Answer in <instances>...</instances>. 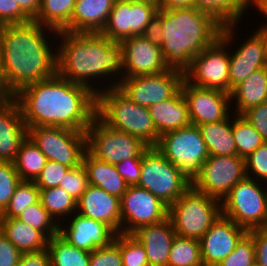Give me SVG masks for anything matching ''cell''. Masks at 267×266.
<instances>
[{"label":"cell","mask_w":267,"mask_h":266,"mask_svg":"<svg viewBox=\"0 0 267 266\" xmlns=\"http://www.w3.org/2000/svg\"><path fill=\"white\" fill-rule=\"evenodd\" d=\"M155 148L192 182L209 153L198 126L190 124L162 134Z\"/></svg>","instance_id":"obj_10"},{"label":"cell","mask_w":267,"mask_h":266,"mask_svg":"<svg viewBox=\"0 0 267 266\" xmlns=\"http://www.w3.org/2000/svg\"><path fill=\"white\" fill-rule=\"evenodd\" d=\"M14 98L27 128L49 126L86 132L96 117L97 94L58 74L28 84Z\"/></svg>","instance_id":"obj_1"},{"label":"cell","mask_w":267,"mask_h":266,"mask_svg":"<svg viewBox=\"0 0 267 266\" xmlns=\"http://www.w3.org/2000/svg\"><path fill=\"white\" fill-rule=\"evenodd\" d=\"M183 79V72L169 68L158 74L123 78L117 87L135 104L149 108L170 99L180 89Z\"/></svg>","instance_id":"obj_14"},{"label":"cell","mask_w":267,"mask_h":266,"mask_svg":"<svg viewBox=\"0 0 267 266\" xmlns=\"http://www.w3.org/2000/svg\"><path fill=\"white\" fill-rule=\"evenodd\" d=\"M18 266H51L48 250L22 253Z\"/></svg>","instance_id":"obj_53"},{"label":"cell","mask_w":267,"mask_h":266,"mask_svg":"<svg viewBox=\"0 0 267 266\" xmlns=\"http://www.w3.org/2000/svg\"><path fill=\"white\" fill-rule=\"evenodd\" d=\"M236 27L238 23L222 25L220 36L192 59L191 66L184 72V79L188 83L229 93V48H233L232 40L237 39Z\"/></svg>","instance_id":"obj_6"},{"label":"cell","mask_w":267,"mask_h":266,"mask_svg":"<svg viewBox=\"0 0 267 266\" xmlns=\"http://www.w3.org/2000/svg\"><path fill=\"white\" fill-rule=\"evenodd\" d=\"M28 136L20 106L13 97L0 105V162L15 160L21 143Z\"/></svg>","instance_id":"obj_22"},{"label":"cell","mask_w":267,"mask_h":266,"mask_svg":"<svg viewBox=\"0 0 267 266\" xmlns=\"http://www.w3.org/2000/svg\"><path fill=\"white\" fill-rule=\"evenodd\" d=\"M243 116L261 134L265 142H267V102L252 107Z\"/></svg>","instance_id":"obj_49"},{"label":"cell","mask_w":267,"mask_h":266,"mask_svg":"<svg viewBox=\"0 0 267 266\" xmlns=\"http://www.w3.org/2000/svg\"><path fill=\"white\" fill-rule=\"evenodd\" d=\"M20 8L32 19L34 20L40 11L41 0H15Z\"/></svg>","instance_id":"obj_54"},{"label":"cell","mask_w":267,"mask_h":266,"mask_svg":"<svg viewBox=\"0 0 267 266\" xmlns=\"http://www.w3.org/2000/svg\"><path fill=\"white\" fill-rule=\"evenodd\" d=\"M51 266H89L90 252L68 244L59 235L48 240Z\"/></svg>","instance_id":"obj_34"},{"label":"cell","mask_w":267,"mask_h":266,"mask_svg":"<svg viewBox=\"0 0 267 266\" xmlns=\"http://www.w3.org/2000/svg\"><path fill=\"white\" fill-rule=\"evenodd\" d=\"M40 202L58 224L77 211V201L60 186L40 190Z\"/></svg>","instance_id":"obj_35"},{"label":"cell","mask_w":267,"mask_h":266,"mask_svg":"<svg viewBox=\"0 0 267 266\" xmlns=\"http://www.w3.org/2000/svg\"><path fill=\"white\" fill-rule=\"evenodd\" d=\"M55 37L60 39L59 44L56 42L59 76L87 86L96 94L119 85L120 80L123 79V56L120 43L110 40L101 33H74L62 30L58 31ZM106 78H111V82ZM99 80L101 82L107 80V86L102 88L103 83L99 86Z\"/></svg>","instance_id":"obj_3"},{"label":"cell","mask_w":267,"mask_h":266,"mask_svg":"<svg viewBox=\"0 0 267 266\" xmlns=\"http://www.w3.org/2000/svg\"><path fill=\"white\" fill-rule=\"evenodd\" d=\"M221 214V201L192 186L168 207V218L176 235L197 240L201 239Z\"/></svg>","instance_id":"obj_7"},{"label":"cell","mask_w":267,"mask_h":266,"mask_svg":"<svg viewBox=\"0 0 267 266\" xmlns=\"http://www.w3.org/2000/svg\"><path fill=\"white\" fill-rule=\"evenodd\" d=\"M246 177L245 159L234 156H209L200 173L192 181V187L219 201Z\"/></svg>","instance_id":"obj_13"},{"label":"cell","mask_w":267,"mask_h":266,"mask_svg":"<svg viewBox=\"0 0 267 266\" xmlns=\"http://www.w3.org/2000/svg\"><path fill=\"white\" fill-rule=\"evenodd\" d=\"M87 150L110 164L142 157L149 148L140 138L108 127L97 116L87 128Z\"/></svg>","instance_id":"obj_12"},{"label":"cell","mask_w":267,"mask_h":266,"mask_svg":"<svg viewBox=\"0 0 267 266\" xmlns=\"http://www.w3.org/2000/svg\"><path fill=\"white\" fill-rule=\"evenodd\" d=\"M250 35L237 50L229 51V93L252 72L267 67V57L261 37L256 31Z\"/></svg>","instance_id":"obj_23"},{"label":"cell","mask_w":267,"mask_h":266,"mask_svg":"<svg viewBox=\"0 0 267 266\" xmlns=\"http://www.w3.org/2000/svg\"><path fill=\"white\" fill-rule=\"evenodd\" d=\"M141 163L142 157H136L117 163L115 167L129 186H136L140 180Z\"/></svg>","instance_id":"obj_48"},{"label":"cell","mask_w":267,"mask_h":266,"mask_svg":"<svg viewBox=\"0 0 267 266\" xmlns=\"http://www.w3.org/2000/svg\"><path fill=\"white\" fill-rule=\"evenodd\" d=\"M76 0H41V8L34 21L58 31L71 32V16Z\"/></svg>","instance_id":"obj_31"},{"label":"cell","mask_w":267,"mask_h":266,"mask_svg":"<svg viewBox=\"0 0 267 266\" xmlns=\"http://www.w3.org/2000/svg\"><path fill=\"white\" fill-rule=\"evenodd\" d=\"M168 266H204L200 240L176 235L171 245Z\"/></svg>","instance_id":"obj_37"},{"label":"cell","mask_w":267,"mask_h":266,"mask_svg":"<svg viewBox=\"0 0 267 266\" xmlns=\"http://www.w3.org/2000/svg\"><path fill=\"white\" fill-rule=\"evenodd\" d=\"M140 1H148V2H152L154 4H157V0H140Z\"/></svg>","instance_id":"obj_59"},{"label":"cell","mask_w":267,"mask_h":266,"mask_svg":"<svg viewBox=\"0 0 267 266\" xmlns=\"http://www.w3.org/2000/svg\"><path fill=\"white\" fill-rule=\"evenodd\" d=\"M123 56V78L158 74L169 69L161 47L152 44L142 35L120 42Z\"/></svg>","instance_id":"obj_18"},{"label":"cell","mask_w":267,"mask_h":266,"mask_svg":"<svg viewBox=\"0 0 267 266\" xmlns=\"http://www.w3.org/2000/svg\"><path fill=\"white\" fill-rule=\"evenodd\" d=\"M96 116L108 127L138 137L149 147L159 142L149 109L132 102L118 87L97 94Z\"/></svg>","instance_id":"obj_5"},{"label":"cell","mask_w":267,"mask_h":266,"mask_svg":"<svg viewBox=\"0 0 267 266\" xmlns=\"http://www.w3.org/2000/svg\"><path fill=\"white\" fill-rule=\"evenodd\" d=\"M72 215L66 220L67 224L65 221L59 224L58 235L68 244L91 253L97 248L108 246L114 240L116 233L105 223L77 212Z\"/></svg>","instance_id":"obj_19"},{"label":"cell","mask_w":267,"mask_h":266,"mask_svg":"<svg viewBox=\"0 0 267 266\" xmlns=\"http://www.w3.org/2000/svg\"><path fill=\"white\" fill-rule=\"evenodd\" d=\"M198 129L206 144L209 156L237 155V148L232 133V116L218 122L198 125Z\"/></svg>","instance_id":"obj_30"},{"label":"cell","mask_w":267,"mask_h":266,"mask_svg":"<svg viewBox=\"0 0 267 266\" xmlns=\"http://www.w3.org/2000/svg\"><path fill=\"white\" fill-rule=\"evenodd\" d=\"M70 167L48 160L34 183L40 190L58 187Z\"/></svg>","instance_id":"obj_45"},{"label":"cell","mask_w":267,"mask_h":266,"mask_svg":"<svg viewBox=\"0 0 267 266\" xmlns=\"http://www.w3.org/2000/svg\"><path fill=\"white\" fill-rule=\"evenodd\" d=\"M47 31L58 34L34 20L0 25L1 71L13 95L57 74V48L51 47L52 35H46Z\"/></svg>","instance_id":"obj_2"},{"label":"cell","mask_w":267,"mask_h":266,"mask_svg":"<svg viewBox=\"0 0 267 266\" xmlns=\"http://www.w3.org/2000/svg\"><path fill=\"white\" fill-rule=\"evenodd\" d=\"M133 235L143 244L149 266H168L171 245L176 236L169 218L157 224L143 226Z\"/></svg>","instance_id":"obj_24"},{"label":"cell","mask_w":267,"mask_h":266,"mask_svg":"<svg viewBox=\"0 0 267 266\" xmlns=\"http://www.w3.org/2000/svg\"><path fill=\"white\" fill-rule=\"evenodd\" d=\"M254 238L255 262L260 266H267V227L248 231Z\"/></svg>","instance_id":"obj_51"},{"label":"cell","mask_w":267,"mask_h":266,"mask_svg":"<svg viewBox=\"0 0 267 266\" xmlns=\"http://www.w3.org/2000/svg\"><path fill=\"white\" fill-rule=\"evenodd\" d=\"M194 3L195 8L211 14L222 25L239 23L251 8V0H194Z\"/></svg>","instance_id":"obj_32"},{"label":"cell","mask_w":267,"mask_h":266,"mask_svg":"<svg viewBox=\"0 0 267 266\" xmlns=\"http://www.w3.org/2000/svg\"><path fill=\"white\" fill-rule=\"evenodd\" d=\"M248 231L222 214L201 237V258L204 266H217L236 247Z\"/></svg>","instance_id":"obj_20"},{"label":"cell","mask_w":267,"mask_h":266,"mask_svg":"<svg viewBox=\"0 0 267 266\" xmlns=\"http://www.w3.org/2000/svg\"><path fill=\"white\" fill-rule=\"evenodd\" d=\"M82 165L87 171L90 185L121 199L129 185L117 172L115 165L96 158L88 150L83 155Z\"/></svg>","instance_id":"obj_28"},{"label":"cell","mask_w":267,"mask_h":266,"mask_svg":"<svg viewBox=\"0 0 267 266\" xmlns=\"http://www.w3.org/2000/svg\"><path fill=\"white\" fill-rule=\"evenodd\" d=\"M21 179L12 162H0V214L6 209Z\"/></svg>","instance_id":"obj_42"},{"label":"cell","mask_w":267,"mask_h":266,"mask_svg":"<svg viewBox=\"0 0 267 266\" xmlns=\"http://www.w3.org/2000/svg\"><path fill=\"white\" fill-rule=\"evenodd\" d=\"M22 253L0 230V266H18Z\"/></svg>","instance_id":"obj_50"},{"label":"cell","mask_w":267,"mask_h":266,"mask_svg":"<svg viewBox=\"0 0 267 266\" xmlns=\"http://www.w3.org/2000/svg\"><path fill=\"white\" fill-rule=\"evenodd\" d=\"M253 6L260 12V14H264L263 17H266L267 19V0H251V7L253 8ZM263 24L264 25L260 26H267V22Z\"/></svg>","instance_id":"obj_57"},{"label":"cell","mask_w":267,"mask_h":266,"mask_svg":"<svg viewBox=\"0 0 267 266\" xmlns=\"http://www.w3.org/2000/svg\"><path fill=\"white\" fill-rule=\"evenodd\" d=\"M255 262L253 236L247 232L236 244L235 249L217 266H250Z\"/></svg>","instance_id":"obj_41"},{"label":"cell","mask_w":267,"mask_h":266,"mask_svg":"<svg viewBox=\"0 0 267 266\" xmlns=\"http://www.w3.org/2000/svg\"><path fill=\"white\" fill-rule=\"evenodd\" d=\"M116 0H76L71 32L101 33Z\"/></svg>","instance_id":"obj_25"},{"label":"cell","mask_w":267,"mask_h":266,"mask_svg":"<svg viewBox=\"0 0 267 266\" xmlns=\"http://www.w3.org/2000/svg\"><path fill=\"white\" fill-rule=\"evenodd\" d=\"M71 197L78 201L89 186L87 171L81 164L77 167L70 168L59 183Z\"/></svg>","instance_id":"obj_43"},{"label":"cell","mask_w":267,"mask_h":266,"mask_svg":"<svg viewBox=\"0 0 267 266\" xmlns=\"http://www.w3.org/2000/svg\"><path fill=\"white\" fill-rule=\"evenodd\" d=\"M157 11V4L152 2L116 0L101 34L116 43L142 35Z\"/></svg>","instance_id":"obj_15"},{"label":"cell","mask_w":267,"mask_h":266,"mask_svg":"<svg viewBox=\"0 0 267 266\" xmlns=\"http://www.w3.org/2000/svg\"><path fill=\"white\" fill-rule=\"evenodd\" d=\"M47 161L46 156L27 136L21 143L13 164L21 181H35Z\"/></svg>","instance_id":"obj_33"},{"label":"cell","mask_w":267,"mask_h":266,"mask_svg":"<svg viewBox=\"0 0 267 266\" xmlns=\"http://www.w3.org/2000/svg\"><path fill=\"white\" fill-rule=\"evenodd\" d=\"M250 266H260L257 262H254L252 265Z\"/></svg>","instance_id":"obj_60"},{"label":"cell","mask_w":267,"mask_h":266,"mask_svg":"<svg viewBox=\"0 0 267 266\" xmlns=\"http://www.w3.org/2000/svg\"><path fill=\"white\" fill-rule=\"evenodd\" d=\"M264 184L248 177L239 181L221 202L222 215L247 231L267 227V184Z\"/></svg>","instance_id":"obj_9"},{"label":"cell","mask_w":267,"mask_h":266,"mask_svg":"<svg viewBox=\"0 0 267 266\" xmlns=\"http://www.w3.org/2000/svg\"><path fill=\"white\" fill-rule=\"evenodd\" d=\"M32 20L15 0H0V25L24 23Z\"/></svg>","instance_id":"obj_47"},{"label":"cell","mask_w":267,"mask_h":266,"mask_svg":"<svg viewBox=\"0 0 267 266\" xmlns=\"http://www.w3.org/2000/svg\"><path fill=\"white\" fill-rule=\"evenodd\" d=\"M0 230L21 253L47 249L48 239L39 230L17 218H0Z\"/></svg>","instance_id":"obj_29"},{"label":"cell","mask_w":267,"mask_h":266,"mask_svg":"<svg viewBox=\"0 0 267 266\" xmlns=\"http://www.w3.org/2000/svg\"><path fill=\"white\" fill-rule=\"evenodd\" d=\"M113 241L120 248L122 266H149L145 248L133 234L118 233Z\"/></svg>","instance_id":"obj_40"},{"label":"cell","mask_w":267,"mask_h":266,"mask_svg":"<svg viewBox=\"0 0 267 266\" xmlns=\"http://www.w3.org/2000/svg\"><path fill=\"white\" fill-rule=\"evenodd\" d=\"M180 88L188 104V115L192 125L218 122L233 115L231 114L230 93L197 87L185 79Z\"/></svg>","instance_id":"obj_17"},{"label":"cell","mask_w":267,"mask_h":266,"mask_svg":"<svg viewBox=\"0 0 267 266\" xmlns=\"http://www.w3.org/2000/svg\"><path fill=\"white\" fill-rule=\"evenodd\" d=\"M121 233L133 234L143 226L168 218V206L150 191L128 186L121 199Z\"/></svg>","instance_id":"obj_16"},{"label":"cell","mask_w":267,"mask_h":266,"mask_svg":"<svg viewBox=\"0 0 267 266\" xmlns=\"http://www.w3.org/2000/svg\"><path fill=\"white\" fill-rule=\"evenodd\" d=\"M162 54L170 69L185 72L219 36L222 24L197 8L162 9Z\"/></svg>","instance_id":"obj_4"},{"label":"cell","mask_w":267,"mask_h":266,"mask_svg":"<svg viewBox=\"0 0 267 266\" xmlns=\"http://www.w3.org/2000/svg\"><path fill=\"white\" fill-rule=\"evenodd\" d=\"M89 266H122L119 246L112 241L106 247L95 249L90 253Z\"/></svg>","instance_id":"obj_46"},{"label":"cell","mask_w":267,"mask_h":266,"mask_svg":"<svg viewBox=\"0 0 267 266\" xmlns=\"http://www.w3.org/2000/svg\"><path fill=\"white\" fill-rule=\"evenodd\" d=\"M256 32L259 34L263 41L264 49H265V54L267 57V26H260Z\"/></svg>","instance_id":"obj_58"},{"label":"cell","mask_w":267,"mask_h":266,"mask_svg":"<svg viewBox=\"0 0 267 266\" xmlns=\"http://www.w3.org/2000/svg\"><path fill=\"white\" fill-rule=\"evenodd\" d=\"M246 177L267 184V142L245 159Z\"/></svg>","instance_id":"obj_44"},{"label":"cell","mask_w":267,"mask_h":266,"mask_svg":"<svg viewBox=\"0 0 267 266\" xmlns=\"http://www.w3.org/2000/svg\"><path fill=\"white\" fill-rule=\"evenodd\" d=\"M232 133L237 148V156L243 159H246L265 142L261 134L243 115L233 114Z\"/></svg>","instance_id":"obj_36"},{"label":"cell","mask_w":267,"mask_h":266,"mask_svg":"<svg viewBox=\"0 0 267 266\" xmlns=\"http://www.w3.org/2000/svg\"><path fill=\"white\" fill-rule=\"evenodd\" d=\"M158 9L195 8L194 0H157Z\"/></svg>","instance_id":"obj_55"},{"label":"cell","mask_w":267,"mask_h":266,"mask_svg":"<svg viewBox=\"0 0 267 266\" xmlns=\"http://www.w3.org/2000/svg\"><path fill=\"white\" fill-rule=\"evenodd\" d=\"M231 107L234 114L243 115L247 110L267 102V67L252 72L232 89ZM234 106V107H233ZM236 112V113H235Z\"/></svg>","instance_id":"obj_27"},{"label":"cell","mask_w":267,"mask_h":266,"mask_svg":"<svg viewBox=\"0 0 267 266\" xmlns=\"http://www.w3.org/2000/svg\"><path fill=\"white\" fill-rule=\"evenodd\" d=\"M136 186L150 191L169 207L192 182L155 147H149L142 155L141 175Z\"/></svg>","instance_id":"obj_8"},{"label":"cell","mask_w":267,"mask_h":266,"mask_svg":"<svg viewBox=\"0 0 267 266\" xmlns=\"http://www.w3.org/2000/svg\"><path fill=\"white\" fill-rule=\"evenodd\" d=\"M17 219L39 230L48 240L59 234V224L42 206L40 200L27 207Z\"/></svg>","instance_id":"obj_39"},{"label":"cell","mask_w":267,"mask_h":266,"mask_svg":"<svg viewBox=\"0 0 267 266\" xmlns=\"http://www.w3.org/2000/svg\"><path fill=\"white\" fill-rule=\"evenodd\" d=\"M40 200V189L34 181H21L0 218H17L27 207Z\"/></svg>","instance_id":"obj_38"},{"label":"cell","mask_w":267,"mask_h":266,"mask_svg":"<svg viewBox=\"0 0 267 266\" xmlns=\"http://www.w3.org/2000/svg\"><path fill=\"white\" fill-rule=\"evenodd\" d=\"M78 214L108 225L116 234L121 233L120 198L102 188L90 185L77 201Z\"/></svg>","instance_id":"obj_21"},{"label":"cell","mask_w":267,"mask_h":266,"mask_svg":"<svg viewBox=\"0 0 267 266\" xmlns=\"http://www.w3.org/2000/svg\"><path fill=\"white\" fill-rule=\"evenodd\" d=\"M14 97V95L10 92V90L7 88L3 75H2V71H1V67H0V105L4 102V101H8L10 99H12Z\"/></svg>","instance_id":"obj_56"},{"label":"cell","mask_w":267,"mask_h":266,"mask_svg":"<svg viewBox=\"0 0 267 266\" xmlns=\"http://www.w3.org/2000/svg\"><path fill=\"white\" fill-rule=\"evenodd\" d=\"M162 9H158L156 15L151 19L150 23L145 27L142 36L152 44L162 47L164 36L162 35Z\"/></svg>","instance_id":"obj_52"},{"label":"cell","mask_w":267,"mask_h":266,"mask_svg":"<svg viewBox=\"0 0 267 266\" xmlns=\"http://www.w3.org/2000/svg\"><path fill=\"white\" fill-rule=\"evenodd\" d=\"M150 116L159 136L189 126L188 104L181 88L168 100L149 108Z\"/></svg>","instance_id":"obj_26"},{"label":"cell","mask_w":267,"mask_h":266,"mask_svg":"<svg viewBox=\"0 0 267 266\" xmlns=\"http://www.w3.org/2000/svg\"><path fill=\"white\" fill-rule=\"evenodd\" d=\"M28 137L46 156L74 168L82 164L87 150V134L62 127L35 126L28 128Z\"/></svg>","instance_id":"obj_11"}]
</instances>
